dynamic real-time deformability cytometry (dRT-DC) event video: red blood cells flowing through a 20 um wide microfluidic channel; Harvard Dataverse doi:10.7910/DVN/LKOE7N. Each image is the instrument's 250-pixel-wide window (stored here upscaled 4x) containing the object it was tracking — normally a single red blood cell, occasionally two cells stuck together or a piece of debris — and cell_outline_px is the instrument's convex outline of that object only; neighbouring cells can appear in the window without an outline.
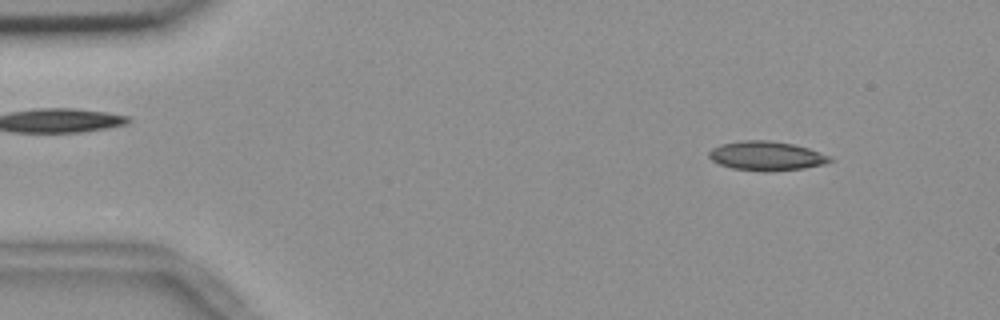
{"species": "common noctule bat (a hibernating species)", "species_latin": "Nyctalus noctula", "temperature_condition": "room temperature", "stored_images_in_passage": 50, "camera_frame_rate_fps": 3000, "um_per_image_px": 0.085, "animal": {"sex": "female", "body_mass_g": 18.4}, "frame": {"image": 1, "passage_image": 2, "time_ms": 0.333, "image_size_px": [1000, 320], "cell_outline_px": [[836, 160], [824, 164], [804, 168], [764, 172], [732, 168], [720, 164], [712, 160], [708, 156], [708, 152], [712, 148], [720, 144], [744, 140], [768, 140], [792, 144], [808, 148], [832, 156]], "centroid_in_image_um": [65.17, 13.25], "position_along_channel_um": 19.8, "area_um2": 20.69}}
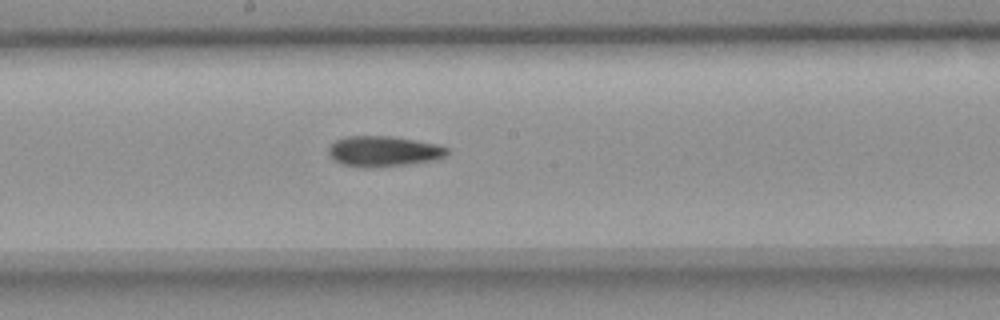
{"frame": {"image": 2, "passage_image": 25, "time_ms": 8.0, "image_size_px": [1000, 320], "cell_outline_px": [[448, 152], [444, 156], [436, 160], [408, 164], [372, 168], [364, 168], [340, 164], [328, 152], [328, 148], [336, 140], [344, 136], [392, 136], [436, 144], [448, 148]], "centroid_in_image_um": [32.59, 12.86], "position_along_channel_um": 215.6, "area_um2": 21.1}}
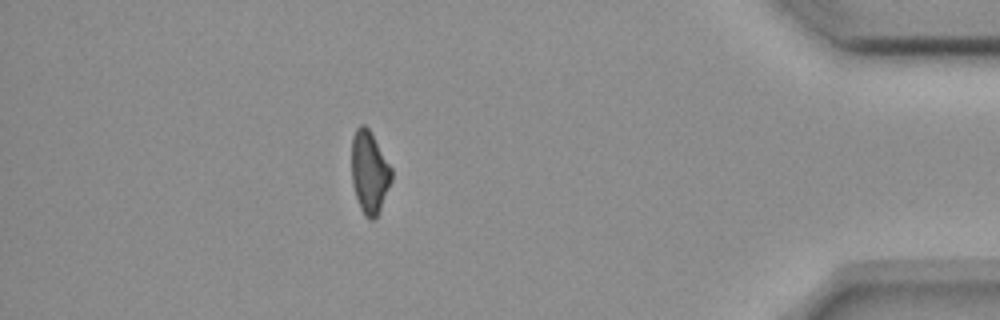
{"frame": {"image": 3, "passage_image": 44, "time_ms": 14.333, "image_size_px": [1000, 320], "cell_outline_px": [[392, 180], [380, 212], [372, 220], [368, 220], [364, 216], [360, 208], [352, 184], [352, 136], [356, 128], [360, 124], [364, 124], [368, 128], [392, 168]], "centroid_in_image_um": [31.4, 14.67], "position_along_channel_um": 403.8, "area_um2": 19.25}, "authors_computed_cell_mechanics": {"area_um2": 20.3745, "velocity_mm_per_s": 3.6903, "shape_relaxation_time_tau1_ms": 8.7223, "shape_relaxation_time_tau2_ms": 4.6761, "deformation_change_tau1": 0.1804, "deformation_change_tau2": 0.1214}}